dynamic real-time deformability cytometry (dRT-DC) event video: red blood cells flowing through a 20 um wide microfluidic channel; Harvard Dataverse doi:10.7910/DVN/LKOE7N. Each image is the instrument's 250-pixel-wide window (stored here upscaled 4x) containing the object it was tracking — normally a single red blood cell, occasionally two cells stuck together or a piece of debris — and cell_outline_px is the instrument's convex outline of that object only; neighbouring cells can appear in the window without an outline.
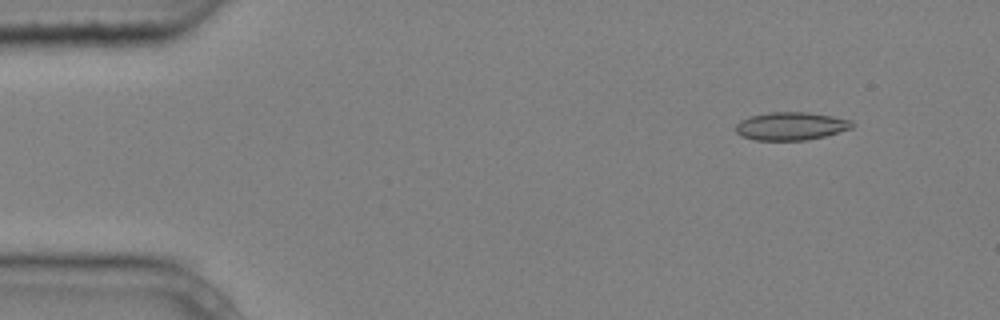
{"species": "common noctule bat (a hibernating species)", "species_latin": "Nyctalus noctula", "temperature_condition": "cold", "stored_images_in_passage": 4, "camera_frame_rate_fps": 3000, "um_per_image_px": 0.085, "animal": {"sex": "male", "body_mass_g": 20.4}, "frame": {"image": 1, "passage_image": 2, "time_ms": 0.333, "image_size_px": [1000, 320], "cell_outline_px": [[856, 124], [852, 128], [824, 136], [808, 140], [752, 140], [740, 136], [732, 128], [740, 120], [748, 116], [768, 112], [808, 112], [832, 116], [852, 120]], "centroid_in_image_um": [67.18, 10.72], "position_along_channel_um": 17.8, "area_um2": 19.36}}
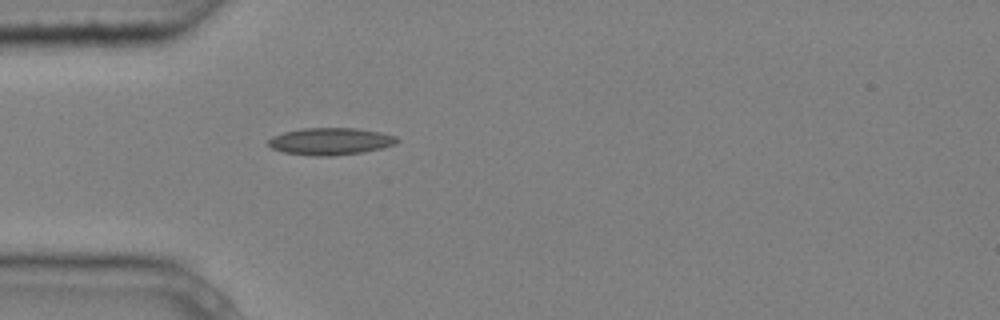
{"frame": {"image": 2, "passage_image": 4, "time_ms": 1.0, "image_size_px": [1000, 320], "cell_outline_px": [[400, 140], [396, 144], [380, 148], [360, 152], [332, 156], [312, 156], [284, 152], [272, 148], [268, 144], [268, 140], [272, 136], [284, 132], [300, 128], [356, 128], [380, 132], [396, 136]], "centroid_in_image_um": [28.08, 12.01], "position_along_channel_um": 56.9, "area_um2": 20.29}}